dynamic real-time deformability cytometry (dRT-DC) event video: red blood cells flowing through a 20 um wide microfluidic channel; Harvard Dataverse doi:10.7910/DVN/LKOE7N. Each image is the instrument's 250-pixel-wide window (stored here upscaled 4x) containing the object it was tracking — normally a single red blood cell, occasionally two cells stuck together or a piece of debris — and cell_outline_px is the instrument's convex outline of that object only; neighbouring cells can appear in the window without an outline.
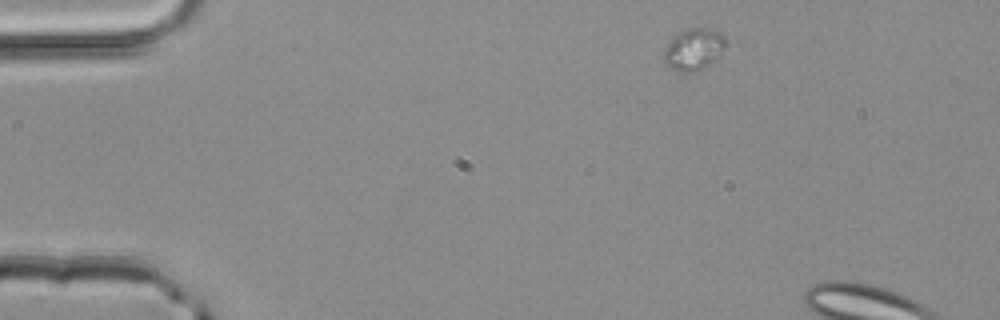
{"species": "common noctule bat (a hibernating species)", "species_latin": "Nyctalus noctula", "temperature_condition": "room temperature", "stored_images_in_passage": 2, "camera_frame_rate_fps": 3000, "um_per_image_px": 0.085, "animal": {"sex": "male", "body_mass_g": 20.4}, "frame": {"image": 1, "passage_image": 1, "time_ms": 0.0, "image_size_px": [1000, 320], "cell_outline_px": [[740, 44], [720, 60], [692, 72], [680, 72], [664, 64], [664, 48], [672, 36], [676, 32], [688, 28], [708, 28], [720, 32], [736, 40]], "centroid_in_image_um": [59.24, 4.15], "position_along_channel_um": 25.8, "area_um2": 16.94}}